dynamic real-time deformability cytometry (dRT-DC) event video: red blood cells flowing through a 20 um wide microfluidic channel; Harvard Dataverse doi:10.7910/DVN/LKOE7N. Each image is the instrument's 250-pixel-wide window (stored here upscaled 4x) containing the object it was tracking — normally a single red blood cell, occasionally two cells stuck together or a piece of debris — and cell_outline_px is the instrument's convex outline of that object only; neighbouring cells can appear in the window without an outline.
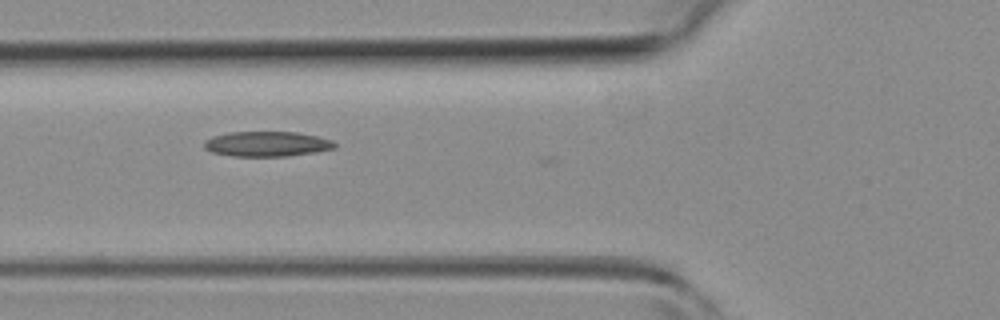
{"species": "common noctule bat (a hibernating species)", "species_latin": "Nyctalus noctula", "temperature_condition": "room temperature", "stored_images_in_passage": 4, "camera_frame_rate_fps": 3000, "um_per_image_px": 0.085, "animal": {"sex": "female", "body_mass_g": 19.3, "forearm_length_mm": 54.1}, "frame": {"image": 1, "passage_image": 3, "time_ms": 2.333, "image_size_px": [1000, 320], "cell_outline_px": [[336, 148], [316, 152], [288, 156], [232, 156], [212, 152], [204, 148], [204, 140], [212, 136], [228, 132], [296, 132], [316, 136], [332, 140], [336, 144]], "centroid_in_image_um": [22.67, 12.23], "position_along_channel_um": 103.1, "area_um2": 19.13}}
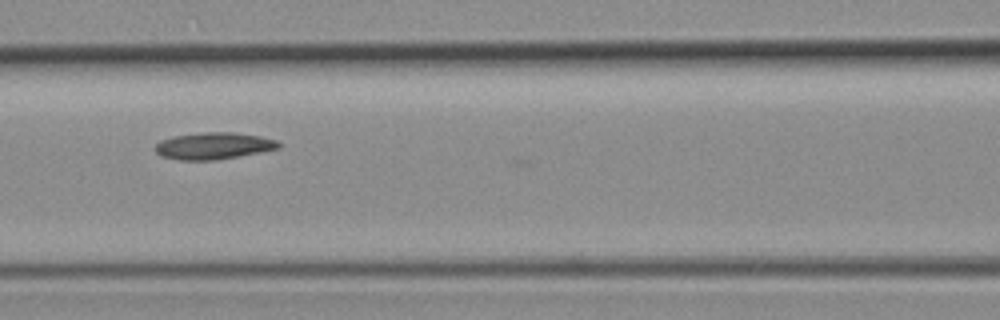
{"frame": {"image": 2, "passage_image": 4, "time_ms": 3.333, "image_size_px": [1000, 320], "cell_outline_px": [[280, 148], [260, 152], [216, 160], [180, 160], [160, 156], [156, 152], [156, 144], [160, 140], [172, 136], [204, 132], [232, 132], [260, 136], [276, 140], [280, 144]], "centroid_in_image_um": [18.13, 12.39], "position_along_channel_um": 148.5, "area_um2": 19.25}}